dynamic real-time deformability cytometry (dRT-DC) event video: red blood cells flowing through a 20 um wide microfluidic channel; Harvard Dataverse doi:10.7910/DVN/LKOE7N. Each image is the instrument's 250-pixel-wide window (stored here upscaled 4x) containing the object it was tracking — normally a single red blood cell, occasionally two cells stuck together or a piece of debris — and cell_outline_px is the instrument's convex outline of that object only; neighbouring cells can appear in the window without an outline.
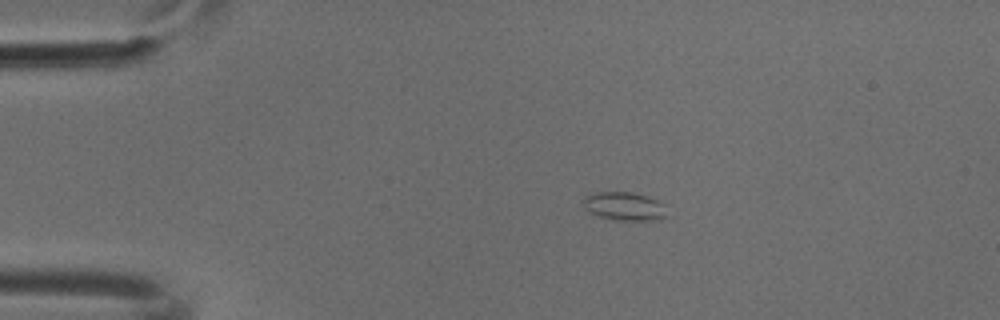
{"species": "common noctule bat (a hibernating species)", "species_latin": "Nyctalus noctula", "temperature_condition": "cold", "stored_images_in_passage": 49, "camera_frame_rate_fps": 3000, "um_per_image_px": 0.085, "animal": {"sex": "male", "body_mass_g": 18.8}, "frame": {"image": 1, "passage_image": 8, "time_ms": 2.333, "image_size_px": [1000, 320], "cell_outline_px": [[668, 216], [660, 220], [616, 220], [596, 216], [584, 204], [584, 200], [588, 196], [596, 192], [632, 192], [648, 196], [664, 204]], "centroid_in_image_um": [53.16, 17.54], "position_along_channel_um": 31.8, "area_um2": 13.76}}
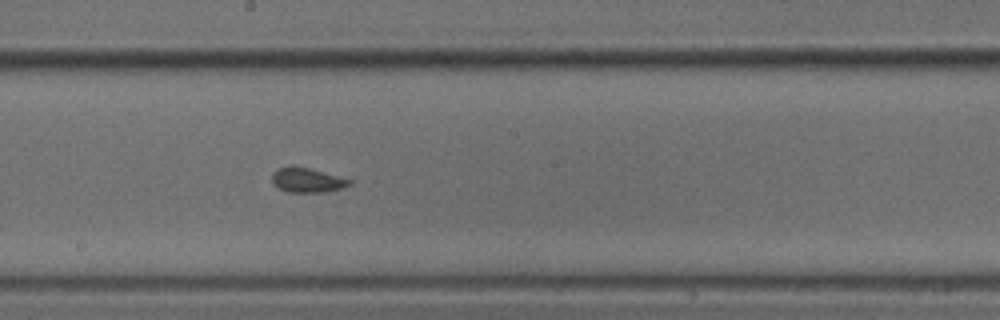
{"frame": {"image": 2, "passage_image": 26, "time_ms": 8.333, "image_size_px": [1000, 320], "cell_outline_px": [[352, 184], [344, 188], [320, 192], [288, 192], [272, 184], [272, 172], [280, 168], [308, 168], [352, 180]], "centroid_in_image_um": [26.13, 15.34], "position_along_channel_um": 222.1, "area_um2": 10.69}}
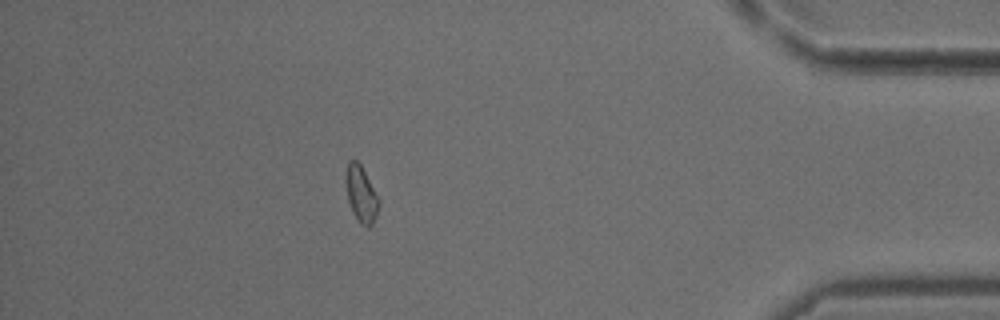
{"frame": {"image": 3, "passage_image": 43, "time_ms": 14.0, "image_size_px": [1000, 320], "cell_outline_px": [[380, 204], [376, 216], [372, 224], [368, 228], [352, 212], [348, 200], [344, 180], [348, 160], [356, 160], [360, 164], [380, 196]], "centroid_in_image_um": [30.71, 16.45], "position_along_channel_um": 404.5, "area_um2": 10.98}}